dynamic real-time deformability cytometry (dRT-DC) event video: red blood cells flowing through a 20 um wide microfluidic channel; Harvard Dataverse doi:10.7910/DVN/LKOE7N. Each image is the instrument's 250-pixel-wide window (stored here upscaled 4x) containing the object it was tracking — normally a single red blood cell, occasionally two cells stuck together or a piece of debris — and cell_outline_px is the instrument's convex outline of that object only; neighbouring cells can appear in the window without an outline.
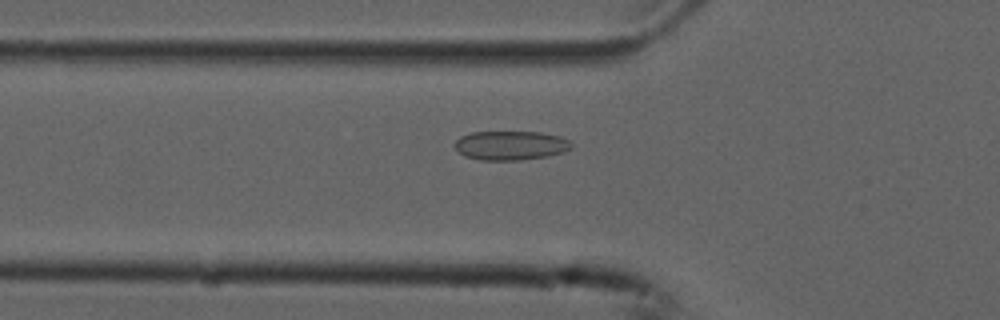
{"species": "common noctule bat (a hibernating species)", "species_latin": "Nyctalus noctula", "temperature_condition": "cold", "stored_images_in_passage": 39, "camera_frame_rate_fps": 3000, "um_per_image_px": 0.085, "animal": {"sex": "male", "forearm_length_mm": 52.5}, "frame": {"image": 1, "passage_image": 3, "time_ms": 0.667, "image_size_px": [1000, 320], "cell_outline_px": [[572, 148], [564, 152], [548, 156], [520, 160], [480, 160], [464, 156], [456, 148], [456, 140], [460, 136], [472, 132], [540, 132], [560, 136], [568, 140], [572, 144]], "centroid_in_image_um": [43.42, 12.36], "position_along_channel_um": 82.4, "area_um2": 19.83}}
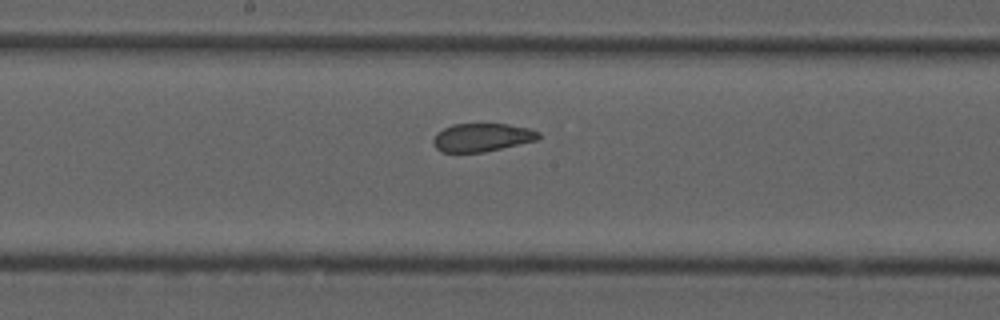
{"frame": {"image": 2, "passage_image": 13, "time_ms": 4.0, "image_size_px": [1000, 320], "cell_outline_px": [[540, 136], [536, 140], [484, 152], [440, 152], [436, 148], [432, 140], [444, 128], [452, 124], [508, 124], [528, 128], [540, 132]], "centroid_in_image_um": [40.97, 11.68], "position_along_channel_um": 207.2, "area_um2": 17.11}}
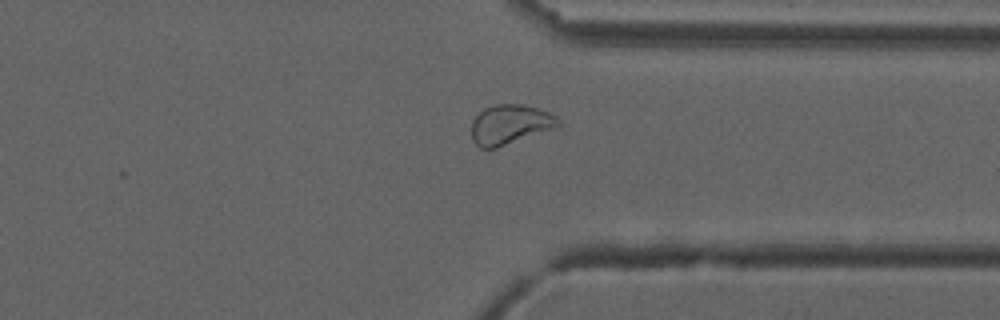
{"frame": {"image": 3, "passage_image": 26, "time_ms": 8.333, "image_size_px": [1000, 320], "cell_outline_px": [[560, 124], [552, 128], [496, 148], [480, 148], [472, 140], [472, 120], [484, 108], [496, 104], [520, 104], [536, 108], [548, 112], [556, 116], [560, 120]], "centroid_in_image_um": [43.31, 10.57], "position_along_channel_um": 368.1, "area_um2": 19.65}, "authors_computed_cell_mechanics": {"area_um2": 19.074, "velocity_mm_per_s": 3.7433, "shape_relaxation_time_tau1_ms": 10.8992, "shape_relaxation_time_tau2_ms": 1.1132, "deformation_change_tau1": 0.1454, "deformation_change_tau2": 0.0469}}